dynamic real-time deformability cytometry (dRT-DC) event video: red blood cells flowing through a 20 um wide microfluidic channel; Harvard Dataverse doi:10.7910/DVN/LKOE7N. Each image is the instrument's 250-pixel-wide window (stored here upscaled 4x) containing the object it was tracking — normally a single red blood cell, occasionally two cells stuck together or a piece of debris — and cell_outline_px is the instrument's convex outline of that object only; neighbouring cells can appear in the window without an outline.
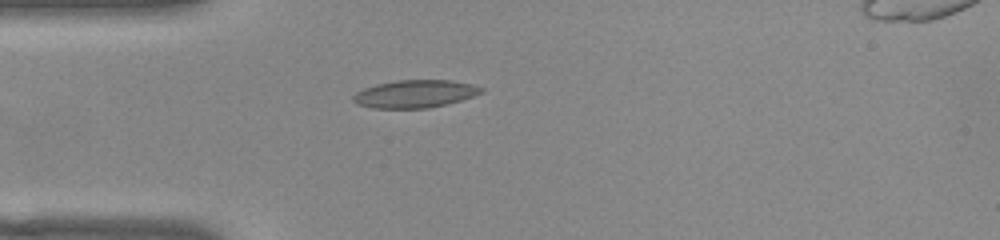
{"species": "common noctule bat (a hibernating species)", "species_latin": "Nyctalus noctula", "temperature_condition": "warm", "stored_images_in_passage": 40, "camera_frame_rate_fps": 3000, "um_per_image_px": 0.085, "animal": {"sex": "female", "body_mass_g": 22.0, "forearm_length_mm": 56.7}, "frame": {"image": 1, "passage_image": 1, "time_ms": 0.0, "image_size_px": [1000, 240], "cell_outline_px": [[484, 92], [448, 104], [428, 108], [372, 108], [356, 104], [352, 100], [352, 96], [356, 92], [364, 88], [376, 84], [400, 80], [452, 80], [472, 84], [484, 88]], "centroid_in_image_um": [35.26, 7.98], "position_along_channel_um": 49.7, "area_um2": 20.75}}
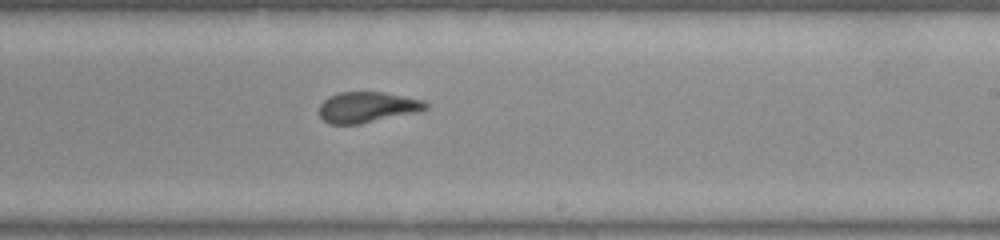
{"frame": {"image": 2, "passage_image": 18, "time_ms": 5.667, "image_size_px": [1000, 240], "cell_outline_px": [[428, 108], [420, 112], [360, 124], [328, 124], [320, 116], [320, 104], [328, 96], [340, 92], [384, 92], [424, 100], [428, 104]], "centroid_in_image_um": [31.25, 9.11], "position_along_channel_um": 257.8, "area_um2": 19.25}}
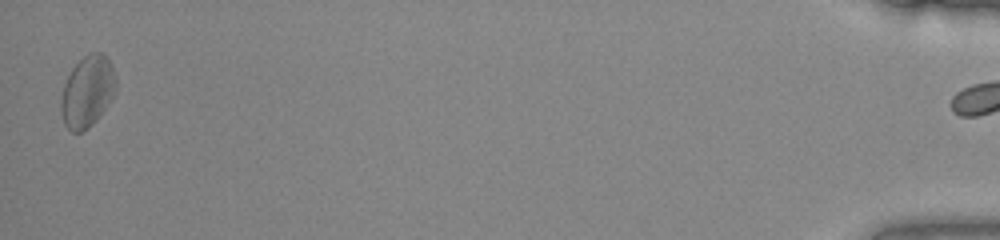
{"frame": {"image": 3, "passage_image": 39, "time_ms": 12.667, "image_size_px": [1000, 240], "cell_outline_px": [[116, 92], [96, 120], [88, 128], [80, 132], [72, 132], [64, 124], [60, 112], [60, 100], [64, 84], [72, 68], [84, 56], [92, 52], [100, 52], [108, 60], [112, 68], [116, 80]], "centroid_in_image_um": [7.4, 7.8], "position_along_channel_um": 427.8, "area_um2": 22.66}, "authors_computed_cell_mechanics": {"area_um2": 19.7387, "velocity_mm_per_s": 3.8305, "shape_relaxation_time_tau1_ms": 3.7502, "shape_relaxation_time_tau2_ms": 2.2234, "deformation_change_tau1": 0.1066, "deformation_change_tau2": 0.0883}}